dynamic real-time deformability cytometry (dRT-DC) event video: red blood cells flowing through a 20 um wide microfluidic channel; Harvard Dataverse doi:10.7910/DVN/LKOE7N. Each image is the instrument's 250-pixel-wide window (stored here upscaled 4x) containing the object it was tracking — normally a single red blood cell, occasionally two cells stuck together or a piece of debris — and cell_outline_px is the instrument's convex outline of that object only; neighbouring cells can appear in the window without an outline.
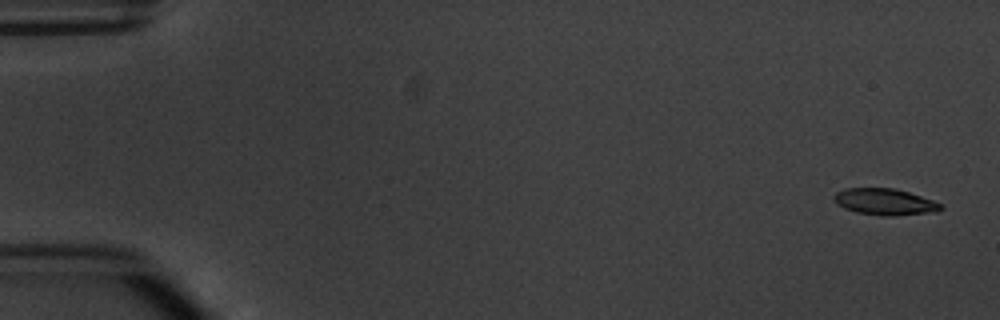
{"species": "common noctule bat (a hibernating species)", "species_latin": "Nyctalus noctula", "temperature_condition": "warm", "stored_images_in_passage": 6, "camera_frame_rate_fps": 3000, "um_per_image_px": 0.085, "animal": {"sex": "male", "body_mass_g": 20.1, "forearm_length_mm": 53.5}, "frame": {"image": 1, "passage_image": 1, "time_ms": 0.0, "image_size_px": [1000, 320], "cell_outline_px": [[944, 208], [936, 212], [896, 216], [884, 216], [856, 212], [844, 208], [836, 204], [832, 196], [836, 192], [844, 188], [892, 188], [908, 192], [932, 200], [940, 204]], "centroid_in_image_um": [75.18, 17.16], "position_along_channel_um": 9.8, "area_um2": 16.53}}